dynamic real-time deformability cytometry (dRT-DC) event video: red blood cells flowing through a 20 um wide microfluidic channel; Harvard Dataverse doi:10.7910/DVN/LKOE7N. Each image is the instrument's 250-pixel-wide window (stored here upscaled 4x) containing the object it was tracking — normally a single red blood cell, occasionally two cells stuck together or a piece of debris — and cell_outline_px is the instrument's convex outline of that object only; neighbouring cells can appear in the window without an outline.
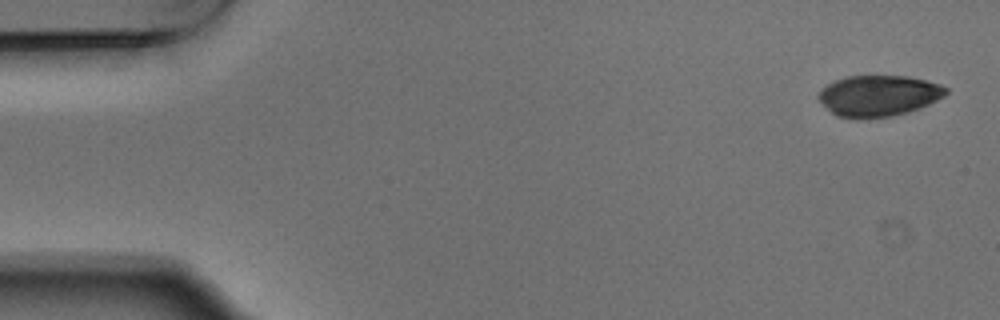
{"species": "Egyptian fruit bat (a non-hibernating species)", "species_latin": "Rousettus aegyptiacus", "temperature_condition": "warm", "stored_images_in_passage": 4, "camera_frame_rate_fps": 3000, "um_per_image_px": 0.085, "animal": {"sex": "male"}, "frame": {"image": 1, "passage_image": 1, "time_ms": 0.0, "image_size_px": [1000, 320], "cell_outline_px": [[948, 92], [944, 96], [920, 108], [908, 112], [892, 116], [860, 120], [836, 116], [816, 96], [828, 84], [836, 80], [848, 76], [908, 76], [940, 84], [948, 88]], "centroid_in_image_um": [74.69, 8.15], "position_along_channel_um": 10.3, "area_um2": 30.46}}